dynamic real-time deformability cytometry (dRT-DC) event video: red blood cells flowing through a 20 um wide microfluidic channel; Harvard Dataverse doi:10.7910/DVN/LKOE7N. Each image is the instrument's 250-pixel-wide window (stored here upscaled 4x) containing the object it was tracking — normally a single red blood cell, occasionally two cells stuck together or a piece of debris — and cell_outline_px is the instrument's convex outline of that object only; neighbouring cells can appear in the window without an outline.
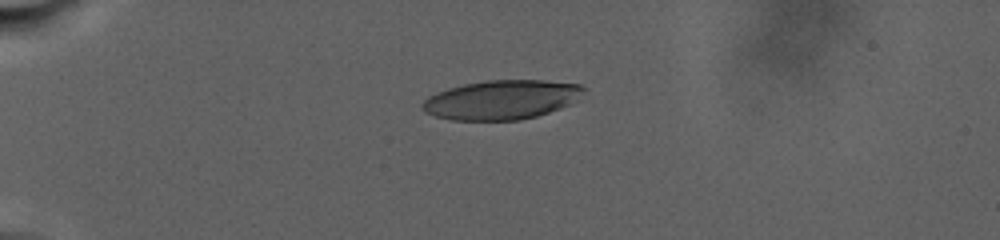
{"species": "human", "species_latin": "Homo sapiens", "temperature_condition": "warm", "stored_images_in_passage": 65, "camera_frame_rate_fps": 3000, "um_per_image_px": 0.085, "donor": {"sex": "male"}, "frame": {"image": 1, "passage_image": 1, "time_ms": 0.0, "image_size_px": [1000, 240], "cell_outline_px": [[588, 88], [580, 100], [560, 108], [536, 116], [520, 120], [452, 120], [436, 116], [424, 112], [420, 108], [420, 104], [428, 96], [436, 92], [448, 88], [464, 84], [484, 80], [544, 80], [580, 84]], "centroid_in_image_um": [42.66, 8.47], "position_along_channel_um": 42.3, "area_um2": 37.4}}
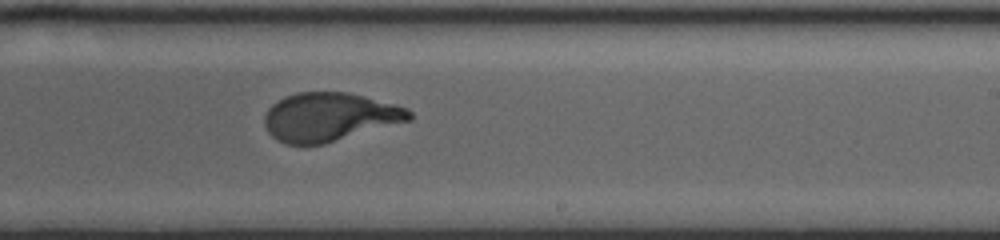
{"frame": {"image": 2, "passage_image": 35, "time_ms": 11.333, "image_size_px": [1000, 240], "cell_outline_px": [[412, 120], [324, 144], [284, 144], [276, 140], [268, 132], [264, 124], [264, 116], [268, 108], [272, 104], [284, 96], [296, 92], [348, 92], [396, 104], [408, 108], [412, 112]], "centroid_in_image_um": [28.0, 9.94], "position_along_channel_um": 261.0, "area_um2": 41.27}}
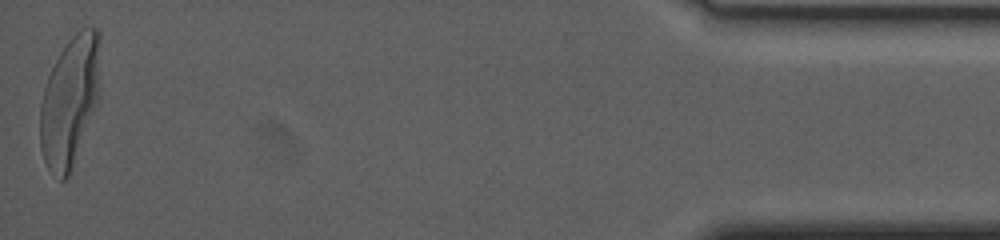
{"frame": {"image": 3, "passage_image": 65, "time_ms": 21.333, "image_size_px": [1000, 240], "cell_outline_px": [[100, 40], [96, 108], [68, 176], [64, 180], [60, 180], [48, 168], [44, 160], [40, 148], [40, 104], [44, 88], [48, 76], [60, 52], [68, 40], [80, 28], [96, 28], [100, 32]], "centroid_in_image_um": [5.91, 8.58], "position_along_channel_um": 429.3, "area_um2": 45.08}, "authors_computed_cell_mechanics": {"area_um2": 41.327, "velocity_mm_per_s": 2.4327, "shape_relaxation_time_tau1_ms": 7.4805, "shape_relaxation_time_tau2_ms": null, "deformation_change_tau1": 0.2758, "deformation_change_tau2": null}}